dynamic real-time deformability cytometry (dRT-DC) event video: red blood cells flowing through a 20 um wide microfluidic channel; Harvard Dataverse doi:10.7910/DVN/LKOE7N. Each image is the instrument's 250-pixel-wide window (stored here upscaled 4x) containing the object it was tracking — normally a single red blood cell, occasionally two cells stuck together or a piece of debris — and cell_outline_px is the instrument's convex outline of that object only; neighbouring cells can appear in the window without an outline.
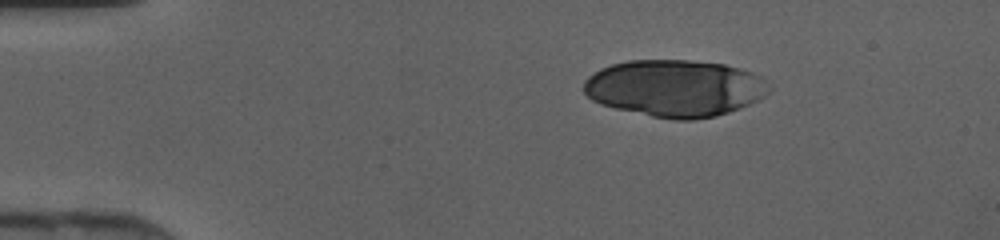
{"species": "human", "species_latin": "Homo sapiens", "temperature_condition": "cold", "stored_images_in_passage": 38, "camera_frame_rate_fps": 3000, "um_per_image_px": 0.085, "donor": {"sex": "female"}, "frame": {"image": 1, "passage_image": 1, "time_ms": 0.0, "image_size_px": [1000, 240], "cell_outline_px": [[768, 92], [764, 96], [748, 104], [728, 112], [716, 116], [692, 120], [676, 120], [652, 116], [616, 108], [600, 104], [592, 100], [584, 92], [584, 80], [588, 76], [600, 68], [612, 64], [628, 60], [688, 60], [724, 64], [740, 68], [752, 72], [760, 76], [764, 80]], "centroid_in_image_um": [57.33, 7.49], "position_along_channel_um": 27.7, "area_um2": 61.15}}